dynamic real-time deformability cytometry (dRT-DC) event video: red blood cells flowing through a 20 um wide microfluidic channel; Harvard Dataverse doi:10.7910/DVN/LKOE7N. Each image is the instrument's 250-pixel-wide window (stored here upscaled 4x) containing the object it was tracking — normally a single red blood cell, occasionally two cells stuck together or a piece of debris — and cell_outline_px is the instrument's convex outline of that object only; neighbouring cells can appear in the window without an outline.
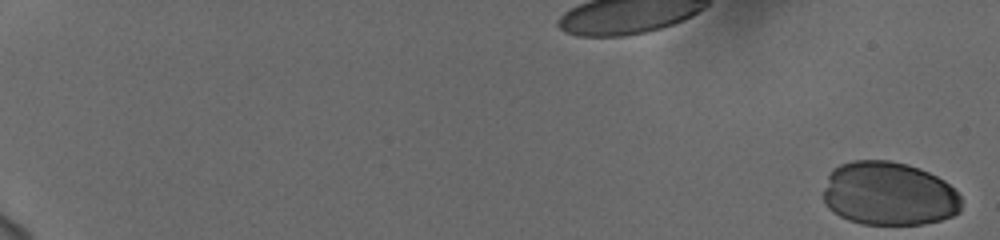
{"species": "human", "species_latin": "Homo sapiens", "temperature_condition": "cold", "stored_images_in_passage": 54, "camera_frame_rate_fps": 3000, "um_per_image_px": 0.085, "donor": {"sex": "female"}, "frame": {"image": 1, "passage_image": 1, "time_ms": 0.0, "image_size_px": [1000, 240], "cell_outline_px": [[960, 212], [952, 216], [940, 220], [920, 224], [860, 224], [848, 220], [840, 216], [828, 208], [824, 200], [824, 188], [828, 176], [832, 168], [840, 164], [852, 160], [888, 160], [908, 164], [920, 168], [944, 180], [960, 196]], "centroid_in_image_um": [75.53, 16.46], "position_along_channel_um": 9.5, "area_um2": 51.38}}
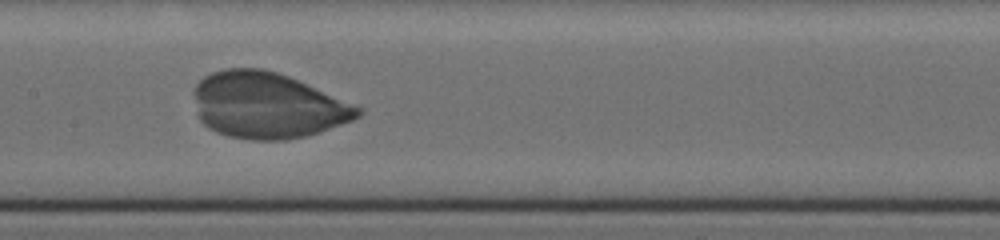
{"frame": {"image": 2, "passage_image": 33, "time_ms": 10.667, "image_size_px": [1000, 240], "cell_outline_px": [[364, 112], [360, 116], [352, 120], [320, 132], [304, 136], [284, 140], [252, 140], [228, 136], [216, 132], [208, 128], [196, 116], [192, 92], [196, 84], [204, 76], [212, 72], [224, 68], [264, 68], [288, 76], [364, 108]], "centroid_in_image_um": [22.69, 8.96], "position_along_channel_um": 184.7, "area_um2": 63.52}}
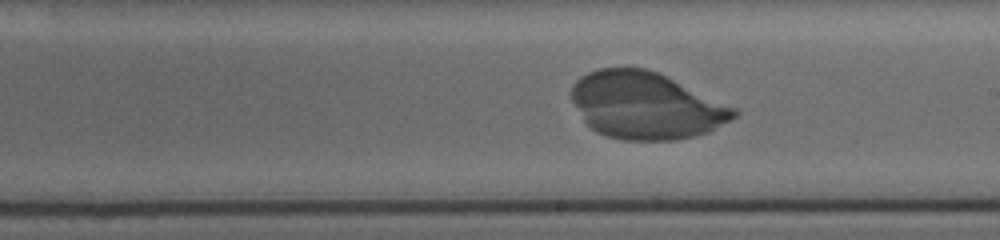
{"frame": {"image": 3, "passage_image": 37, "time_ms": 12.0, "image_size_px": [1000, 240], "cell_outline_px": [[740, 112], [732, 120], [708, 132], [676, 140], [620, 140], [596, 132], [584, 120], [572, 100], [572, 84], [580, 76], [588, 72], [600, 68], [648, 68], [736, 108]], "centroid_in_image_um": [54.9, 8.98], "position_along_channel_um": 234.1, "area_um2": 63.0}}